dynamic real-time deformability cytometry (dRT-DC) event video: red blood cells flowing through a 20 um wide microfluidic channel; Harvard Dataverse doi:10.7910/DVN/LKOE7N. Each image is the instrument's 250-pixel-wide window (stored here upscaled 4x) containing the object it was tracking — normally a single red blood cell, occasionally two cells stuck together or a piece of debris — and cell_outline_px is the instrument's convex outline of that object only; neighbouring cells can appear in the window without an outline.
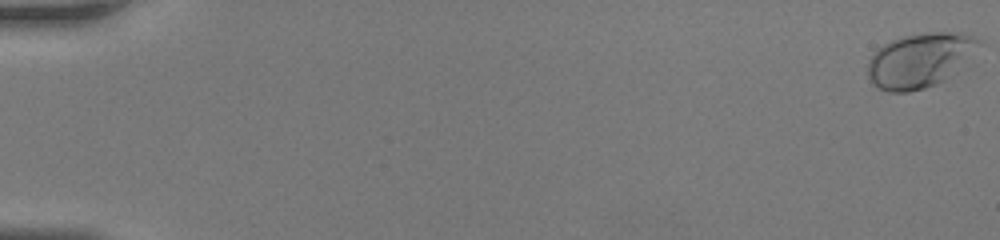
{"species": "human", "species_latin": "Homo sapiens", "temperature_condition": "room temperature", "stored_images_in_passage": 57, "camera_frame_rate_fps": 3000, "um_per_image_px": 0.085, "donor": {"sex": "female"}, "frame": {"image": 1, "passage_image": 1, "time_ms": 0.0, "image_size_px": [1000, 240], "cell_outline_px": [[984, 40], [968, 68], [936, 84], [924, 88], [908, 92], [888, 92], [876, 88], [868, 80], [868, 60], [876, 48], [892, 40], [904, 36], [924, 32], [960, 32]], "centroid_in_image_um": [78.28, 5.12], "position_along_channel_um": 6.7, "area_um2": 36.65}}
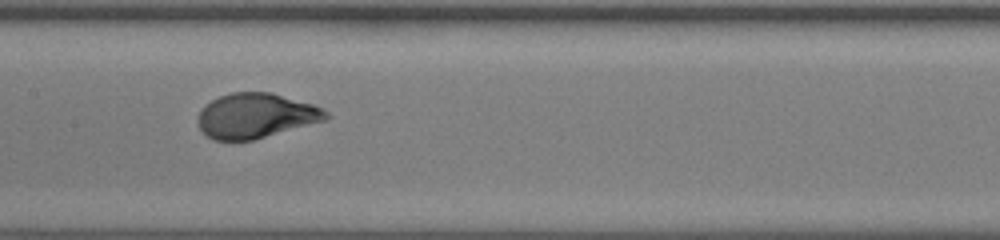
{"frame": {"image": 2, "passage_image": 31, "time_ms": 10.0, "image_size_px": [1000, 240], "cell_outline_px": [[332, 116], [328, 120], [252, 140], [212, 140], [200, 128], [196, 120], [196, 116], [204, 104], [220, 96], [232, 92], [272, 92], [312, 104], [324, 108]], "centroid_in_image_um": [21.76, 9.83], "position_along_channel_um": 185.6, "area_um2": 33.81}}
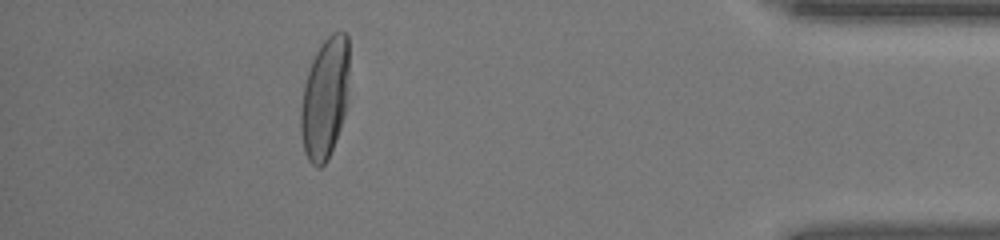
{"frame": {"image": 3, "passage_image": 52, "time_ms": 17.0, "image_size_px": [1000, 240], "cell_outline_px": [[348, 72], [344, 116], [340, 128], [332, 148], [324, 164], [320, 168], [316, 168], [308, 160], [304, 148], [300, 132], [300, 108], [304, 84], [312, 60], [320, 44], [332, 32], [344, 32], [348, 36]], "centroid_in_image_um": [27.59, 8.34], "position_along_channel_um": 407.6, "area_um2": 33.87}, "authors_computed_cell_mechanics": {"area_um2": 33.4662, "velocity_mm_per_s": 3.7869, "shape_relaxation_time_tau1_ms": 3.1889, "shape_relaxation_time_tau2_ms": null, "deformation_change_tau1": 0.1774, "deformation_change_tau2": null}}